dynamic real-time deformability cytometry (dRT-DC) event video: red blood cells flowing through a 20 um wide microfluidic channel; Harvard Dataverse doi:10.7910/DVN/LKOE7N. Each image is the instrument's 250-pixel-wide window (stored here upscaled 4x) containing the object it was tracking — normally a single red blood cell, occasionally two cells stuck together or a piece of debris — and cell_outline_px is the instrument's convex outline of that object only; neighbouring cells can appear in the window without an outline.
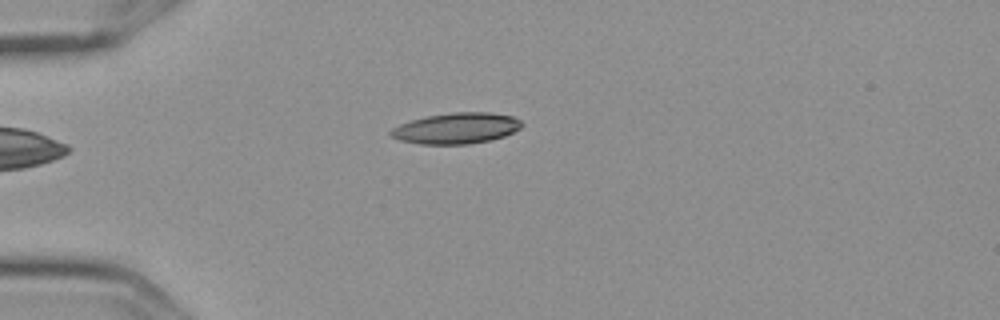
{"species": "Egyptian fruit bat (a non-hibernating species)", "species_latin": "Rousettus aegyptiacus", "temperature_condition": "cold", "stored_images_in_passage": 2, "camera_frame_rate_fps": 3000, "um_per_image_px": 0.085, "frame": {"image": 1, "passage_image": 2, "time_ms": 0.333, "image_size_px": [1000, 320], "cell_outline_px": [[524, 124], [520, 128], [504, 136], [488, 140], [468, 144], [420, 144], [400, 140], [392, 136], [388, 132], [392, 128], [400, 124], [412, 120], [428, 116], [452, 112], [488, 112], [512, 116], [520, 120]], "centroid_in_image_um": [38.79, 10.9], "position_along_channel_um": 46.2, "area_um2": 23.41}}